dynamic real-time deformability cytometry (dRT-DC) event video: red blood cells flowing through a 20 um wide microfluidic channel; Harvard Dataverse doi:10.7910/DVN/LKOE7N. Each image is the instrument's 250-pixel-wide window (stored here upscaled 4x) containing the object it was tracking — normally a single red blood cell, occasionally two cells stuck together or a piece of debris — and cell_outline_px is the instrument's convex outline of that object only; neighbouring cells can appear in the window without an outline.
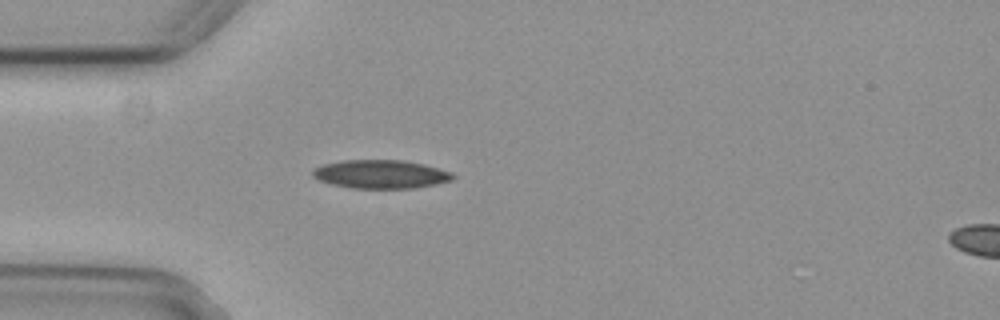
{"species": "common noctule bat (a hibernating species)", "species_latin": "Nyctalus noctula", "temperature_condition": "cold", "stored_images_in_passage": 2, "segment_of_instrument_passage": [1, 2], "camera_frame_rate_fps": 3000, "um_per_image_px": 0.085, "animal": {"sex": "female", "body_mass_g": 29.2, "forearm_length_mm": 56.3}, "frame": {"image": 1, "passage_image": 1, "time_ms": 0.0, "image_size_px": [1000, 320], "cell_outline_px": [[456, 176], [452, 180], [436, 184], [412, 188], [352, 188], [332, 184], [320, 180], [312, 176], [312, 172], [316, 168], [324, 164], [344, 160], [400, 160], [424, 164], [452, 172]], "centroid_in_image_um": [32.39, 14.8], "position_along_channel_um": 52.6, "area_um2": 23.12}}